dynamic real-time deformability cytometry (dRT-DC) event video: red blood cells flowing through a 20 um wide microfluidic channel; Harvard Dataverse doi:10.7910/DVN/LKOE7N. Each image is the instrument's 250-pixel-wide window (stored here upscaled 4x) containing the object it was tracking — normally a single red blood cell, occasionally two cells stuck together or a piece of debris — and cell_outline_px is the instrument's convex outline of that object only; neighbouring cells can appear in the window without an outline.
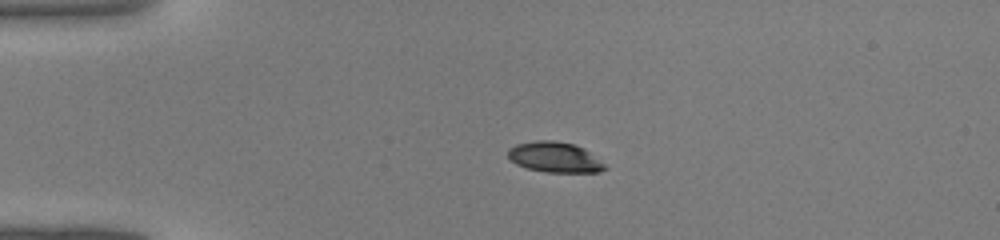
{"species": "common noctule bat (a hibernating species)", "species_latin": "Nyctalus noctula", "temperature_condition": "warm", "stored_images_in_passage": 34, "camera_frame_rate_fps": 3000, "um_per_image_px": 0.085, "animal": {"sex": "male", "body_mass_g": 19.0, "forearm_length_mm": 50.8}, "frame": {"image": 1, "passage_image": 1, "time_ms": 0.0, "image_size_px": [1000, 240], "cell_outline_px": [[608, 168], [600, 172], [544, 172], [528, 168], [516, 164], [508, 156], [508, 148], [516, 144], [536, 140], [556, 140], [572, 144], [584, 148], [604, 164]], "centroid_in_image_um": [47.14, 13.36], "position_along_channel_um": 37.9, "area_um2": 17.11}}
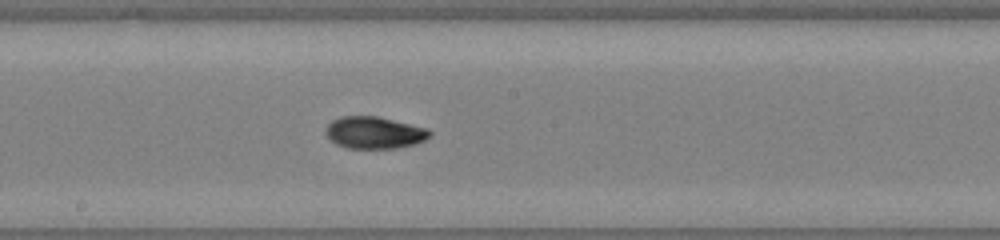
{"frame": {"image": 2, "passage_image": 15, "time_ms": 4.667, "image_size_px": [1000, 240], "cell_outline_px": [[432, 136], [416, 144], [396, 148], [348, 148], [336, 144], [328, 136], [328, 124], [332, 120], [340, 116], [376, 116], [428, 128], [432, 132]], "centroid_in_image_um": [31.87, 11.27], "position_along_channel_um": 216.3, "area_um2": 19.25}}
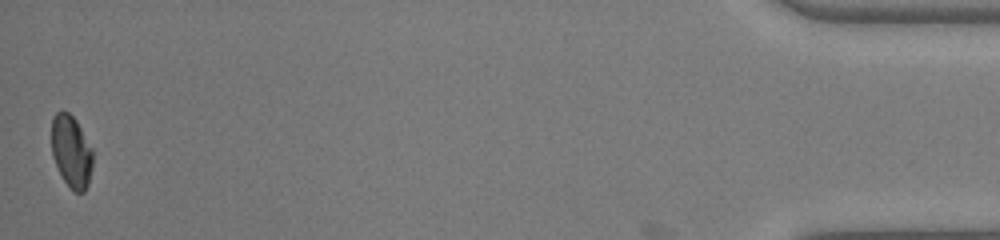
{"frame": {"image": 3, "passage_image": 34, "time_ms": 11.0, "image_size_px": [1000, 240], "cell_outline_px": [[92, 168], [88, 184], [84, 192], [72, 192], [64, 180], [52, 156], [52, 116], [60, 108], [68, 112], [76, 120], [92, 148]], "centroid_in_image_um": [6.06, 12.85], "position_along_channel_um": 429.1, "area_um2": 17.46}}